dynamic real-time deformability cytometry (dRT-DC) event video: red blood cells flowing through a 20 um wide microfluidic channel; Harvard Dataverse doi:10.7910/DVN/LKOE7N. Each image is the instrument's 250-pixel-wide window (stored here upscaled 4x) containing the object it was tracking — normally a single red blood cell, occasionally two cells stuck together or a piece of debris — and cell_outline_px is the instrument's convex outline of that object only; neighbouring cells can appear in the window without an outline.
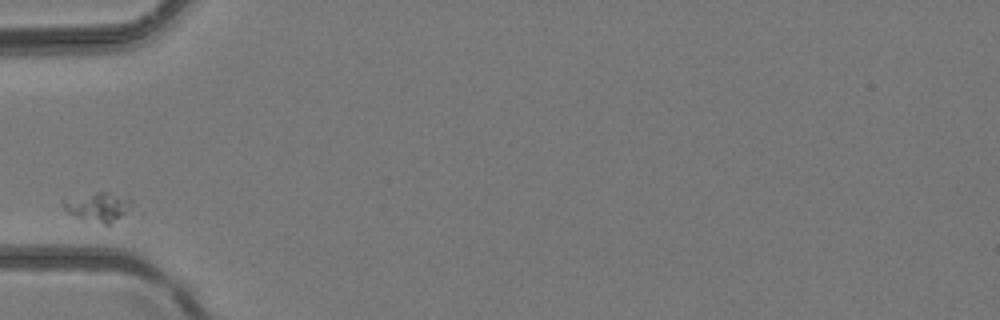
{"species": "common noctule bat (a hibernating species)", "species_latin": "Nyctalus noctula", "temperature_condition": "room temperature", "stored_images_in_passage": 2, "camera_frame_rate_fps": 3000, "um_per_image_px": 0.085, "animal": {"sex": "female", "body_mass_g": 24.6, "forearm_length_mm": 56.2}, "frame": {"image": 1, "passage_image": 1, "time_ms": 0.0, "image_size_px": [1000, 320], "cell_outline_px": [[132, 204], [120, 216], [108, 224], [104, 224], [80, 220], [68, 212], [64, 208], [64, 200], [96, 192], [108, 192], [132, 200]], "centroid_in_image_um": [8.3, 17.6], "position_along_channel_um": 76.7, "area_um2": 11.1}}
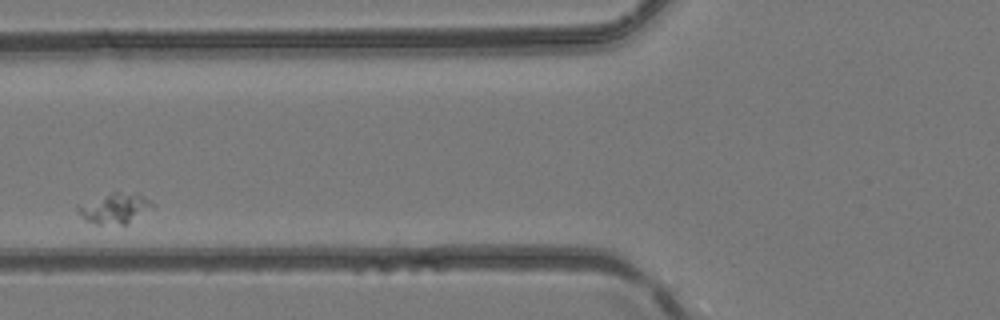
{"frame": {"image": 2, "passage_image": 2, "time_ms": 0.333, "image_size_px": [1000, 320], "cell_outline_px": [[152, 204], [128, 224], [96, 224], [88, 220], [76, 212], [76, 208], [112, 192], [120, 192], [140, 196], [148, 200]], "centroid_in_image_um": [9.7, 17.74], "position_along_channel_um": 116.1, "area_um2": 12.02}}